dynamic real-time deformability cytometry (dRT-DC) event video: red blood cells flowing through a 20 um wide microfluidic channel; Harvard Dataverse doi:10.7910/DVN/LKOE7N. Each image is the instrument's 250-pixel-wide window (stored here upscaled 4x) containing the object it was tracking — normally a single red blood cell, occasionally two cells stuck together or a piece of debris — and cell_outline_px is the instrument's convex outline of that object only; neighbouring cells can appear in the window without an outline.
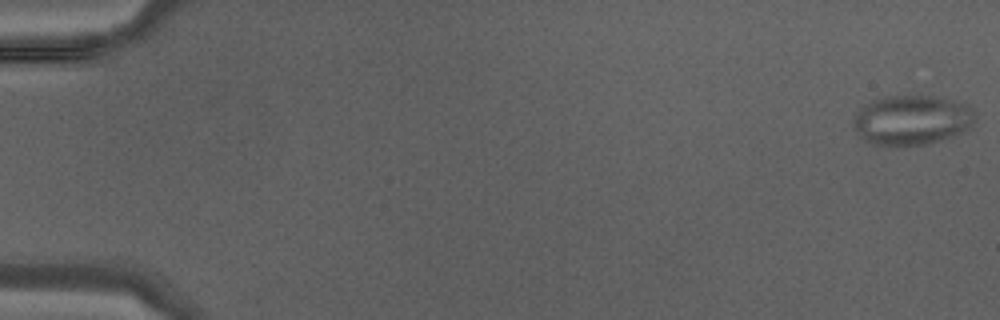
{"species": "Egyptian fruit bat (a non-hibernating species)", "species_latin": "Rousettus aegyptiacus", "temperature_condition": "warm", "stored_images_in_passage": 7, "camera_frame_rate_fps": 3000, "um_per_image_px": 0.085, "animal": {"sex": "male"}, "frame": {"image": 1, "passage_image": 1, "time_ms": 0.0, "image_size_px": [1000, 320], "cell_outline_px": [[976, 120], [968, 128], [960, 132], [940, 140], [928, 144], [876, 144], [864, 140], [852, 128], [852, 120], [860, 108], [872, 100], [884, 96], [944, 96], [968, 104], [976, 112]], "centroid_in_image_um": [77.52, 10.16], "position_along_channel_um": 7.5, "area_um2": 35.37}}